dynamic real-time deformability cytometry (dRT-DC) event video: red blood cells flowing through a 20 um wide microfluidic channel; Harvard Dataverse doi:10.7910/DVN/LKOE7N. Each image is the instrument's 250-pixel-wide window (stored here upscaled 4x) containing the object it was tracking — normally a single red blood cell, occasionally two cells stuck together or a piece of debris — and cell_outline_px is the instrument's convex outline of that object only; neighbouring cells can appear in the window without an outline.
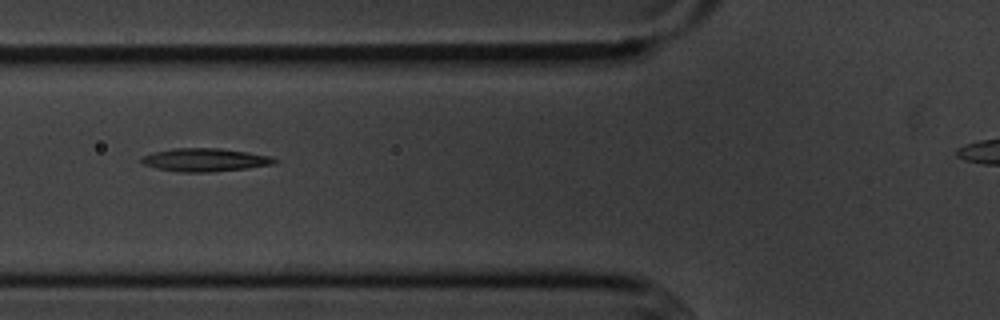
{"species": "common noctule bat (a hibernating species)", "species_latin": "Nyctalus noctula", "temperature_condition": "cold", "stored_images_in_passage": 8, "segment_of_instrument_passage": [1, 2], "camera_frame_rate_fps": 3000, "um_per_image_px": 0.085, "animal": {"sex": "male", "body_mass_g": 20.1, "forearm_length_mm": 53.5}, "frame": {"image": 1, "passage_image": 6, "time_ms": 6.0, "image_size_px": [1000, 320], "cell_outline_px": [[280, 160], [276, 164], [248, 168], [208, 172], [180, 172], [156, 168], [144, 164], [140, 160], [140, 156], [152, 152], [172, 148], [220, 148], [248, 152], [272, 156]], "centroid_in_image_um": [17.45, 13.58], "position_along_channel_um": 108.4, "area_um2": 18.21}}
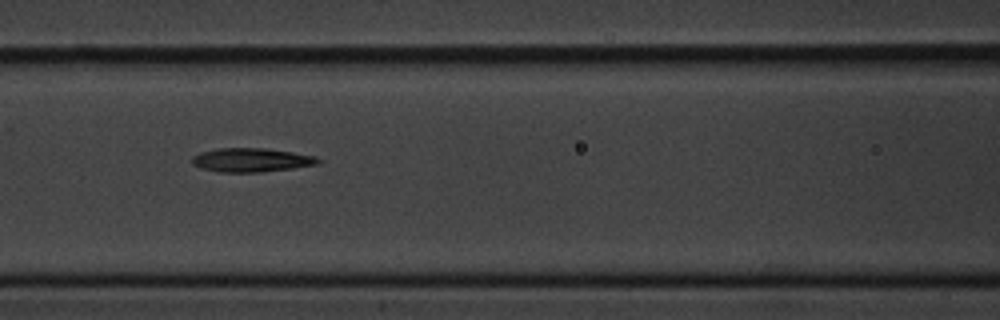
{"frame": {"image": 2, "passage_image": 7, "time_ms": 7.0, "image_size_px": [1000, 320], "cell_outline_px": [[320, 164], [292, 168], [260, 172], [220, 172], [200, 168], [192, 164], [192, 156], [200, 152], [220, 148], [264, 148], [292, 152], [316, 156], [320, 160]], "centroid_in_image_um": [21.35, 13.6], "position_along_channel_um": 145.2, "area_um2": 17.51}}